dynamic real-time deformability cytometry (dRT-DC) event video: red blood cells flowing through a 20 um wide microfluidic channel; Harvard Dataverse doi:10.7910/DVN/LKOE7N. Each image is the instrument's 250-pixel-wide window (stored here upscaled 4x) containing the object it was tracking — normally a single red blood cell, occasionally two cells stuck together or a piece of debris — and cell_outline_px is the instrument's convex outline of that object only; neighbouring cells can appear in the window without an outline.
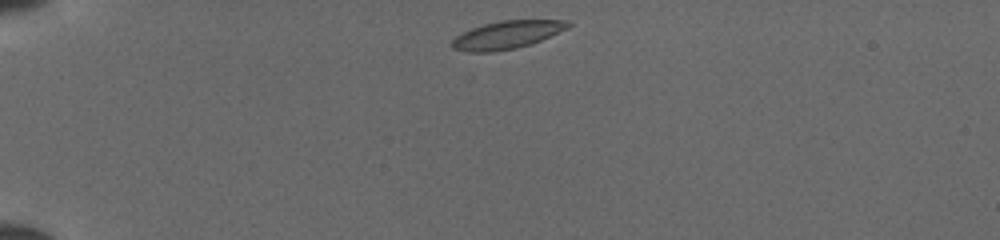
{"species": "common noctule bat (a hibernating species)", "species_latin": "Nyctalus noctula", "temperature_condition": "cold", "stored_images_in_passage": 12, "camera_frame_rate_fps": 3000, "um_per_image_px": 0.085, "animal": {"sex": "female", "body_mass_g": 19.5, "forearm_length_mm": 54.1}, "frame": {"image": 1, "passage_image": 1, "time_ms": 0.0, "image_size_px": [1000, 240], "cell_outline_px": [[572, 24], [568, 28], [540, 40], [516, 48], [492, 52], [468, 52], [452, 48], [452, 40], [456, 36], [472, 28], [484, 24], [500, 20], [568, 20]], "centroid_in_image_um": [43.09, 2.96], "position_along_channel_um": 41.9, "area_um2": 18.67}}
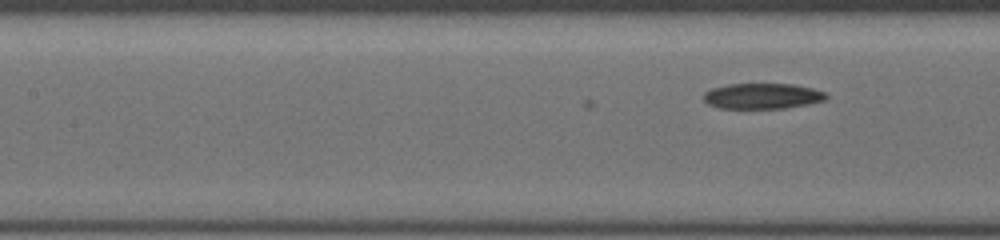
{"frame": {"image": 2, "passage_image": 12, "time_ms": 3.667, "image_size_px": [1000, 240], "cell_outline_px": [[828, 96], [824, 100], [808, 104], [784, 108], [720, 108], [708, 104], [704, 100], [704, 92], [712, 88], [728, 84], [792, 84], [812, 88], [824, 92]], "centroid_in_image_um": [64.79, 8.16], "position_along_channel_um": 142.6, "area_um2": 18.15}}